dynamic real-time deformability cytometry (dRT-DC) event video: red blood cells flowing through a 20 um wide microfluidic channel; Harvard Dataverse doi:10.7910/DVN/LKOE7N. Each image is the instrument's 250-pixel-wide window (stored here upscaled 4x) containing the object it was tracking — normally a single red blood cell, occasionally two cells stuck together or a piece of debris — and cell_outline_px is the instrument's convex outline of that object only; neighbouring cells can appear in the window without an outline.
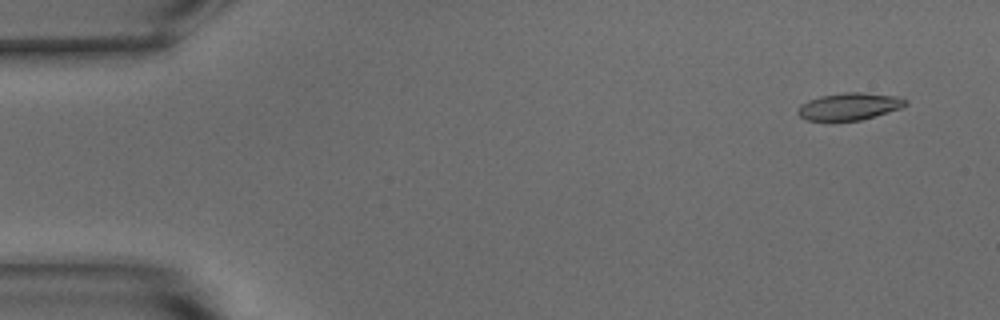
{"species": "common noctule bat (a hibernating species)", "species_latin": "Nyctalus noctula", "temperature_condition": "warm", "stored_images_in_passage": 51, "camera_frame_rate_fps": 3000, "um_per_image_px": 0.085, "animal": {"sex": "male", "body_mass_g": 15.6}, "frame": {"image": 1, "passage_image": 1, "time_ms": 0.0, "image_size_px": [1000, 320], "cell_outline_px": [[908, 104], [900, 108], [860, 120], [808, 120], [800, 116], [796, 112], [800, 104], [808, 100], [820, 96], [844, 92], [860, 92], [900, 96], [908, 100]], "centroid_in_image_um": [72.2, 9.02], "position_along_channel_um": 12.8, "area_um2": 16.99}}
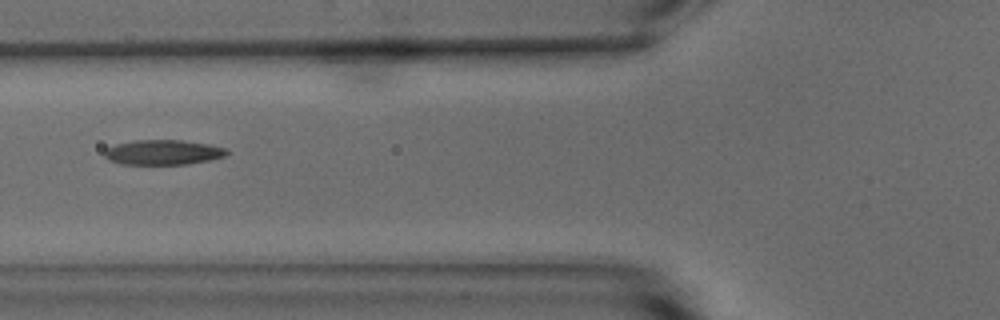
{"frame": {"image": 2, "passage_image": 18, "time_ms": 5.667, "image_size_px": [1000, 320], "cell_outline_px": [[228, 152], [224, 156], [208, 160], [184, 164], [120, 164], [108, 160], [104, 156], [104, 152], [108, 148], [116, 144], [136, 140], [180, 140], [208, 144], [224, 148]], "centroid_in_image_um": [13.81, 12.95], "position_along_channel_um": 112.0, "area_um2": 17.51}}
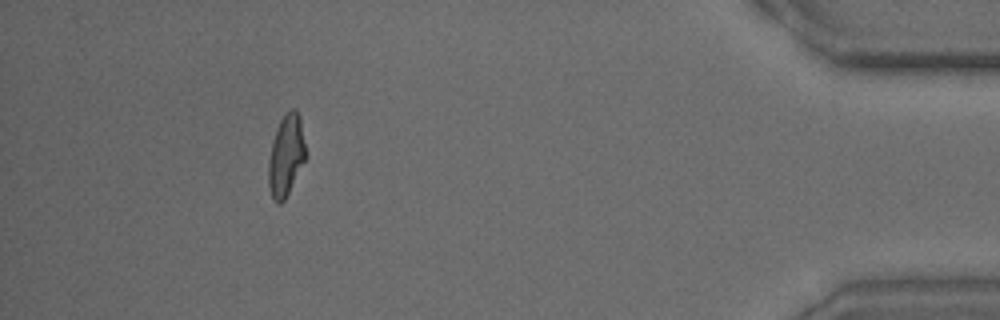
{"frame": {"image": 3, "passage_image": 46, "time_ms": 15.0, "image_size_px": [1000, 320], "cell_outline_px": [[308, 156], [284, 200], [280, 204], [276, 204], [272, 200], [268, 184], [268, 160], [272, 140], [276, 128], [280, 120], [292, 108], [296, 108], [300, 116]], "centroid_in_image_um": [24.33, 13.23], "position_along_channel_um": 410.9, "area_um2": 18.09}, "authors_computed_cell_mechanics": {"area_um2": 17.8602, "velocity_mm_per_s": 3.8174, "shape_relaxation_time_tau1_ms": 7.103, "shape_relaxation_time_tau2_ms": 1.9866, "deformation_change_tau1": 0.236, "deformation_change_tau2": 0.0969}}